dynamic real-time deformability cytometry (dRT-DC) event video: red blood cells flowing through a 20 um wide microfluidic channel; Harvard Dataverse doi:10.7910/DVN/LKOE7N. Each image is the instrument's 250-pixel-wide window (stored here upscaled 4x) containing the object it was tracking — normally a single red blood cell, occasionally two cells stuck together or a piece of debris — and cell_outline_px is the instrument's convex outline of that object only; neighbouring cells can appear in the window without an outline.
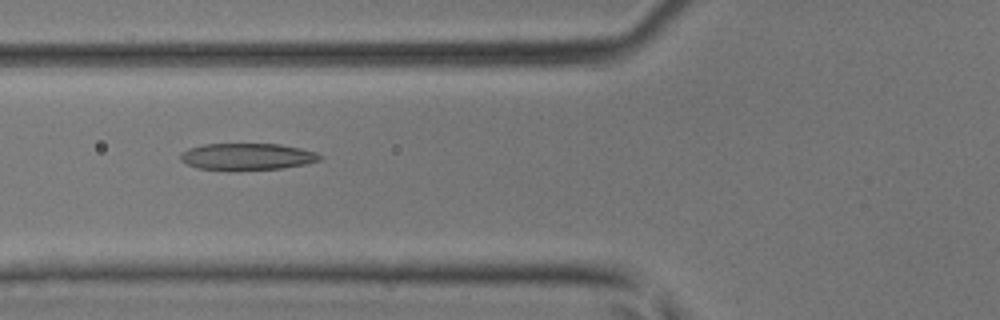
{"species": "common noctule bat (a hibernating species)", "species_latin": "Nyctalus noctula", "temperature_condition": "room temperature", "stored_images_in_passage": 35, "camera_frame_rate_fps": 3000, "um_per_image_px": 0.085, "animal": {"sex": "male", "body_mass_g": 17.9, "forearm_length_mm": 54.2}, "frame": {"image": 1, "passage_image": 9, "time_ms": 2.667, "image_size_px": [1000, 320], "cell_outline_px": [[324, 156], [320, 160], [304, 164], [280, 168], [228, 172], [196, 168], [180, 160], [180, 152], [188, 148], [204, 144], [280, 144], [300, 148], [316, 152]], "centroid_in_image_um": [20.96, 13.33], "position_along_channel_um": 104.8, "area_um2": 22.25}}
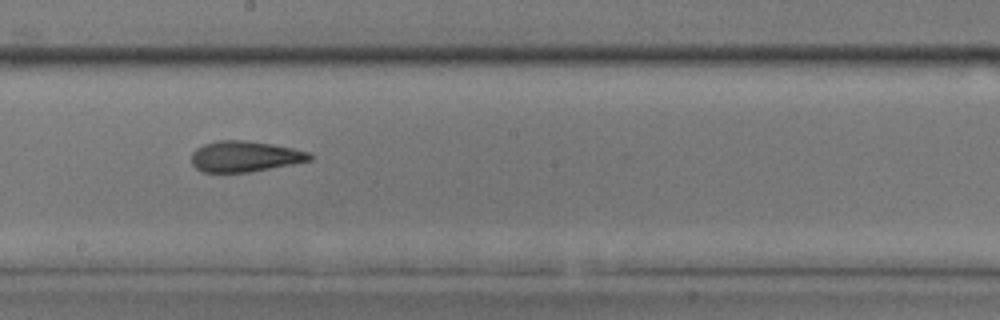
{"frame": {"image": 2, "passage_image": 17, "time_ms": 5.333, "image_size_px": [1000, 320], "cell_outline_px": [[312, 160], [252, 172], [204, 172], [196, 168], [192, 164], [192, 152], [196, 148], [204, 144], [216, 140], [244, 140], [272, 144], [292, 148], [308, 152], [312, 156]], "centroid_in_image_um": [20.79, 13.29], "position_along_channel_um": 227.4, "area_um2": 21.21}}
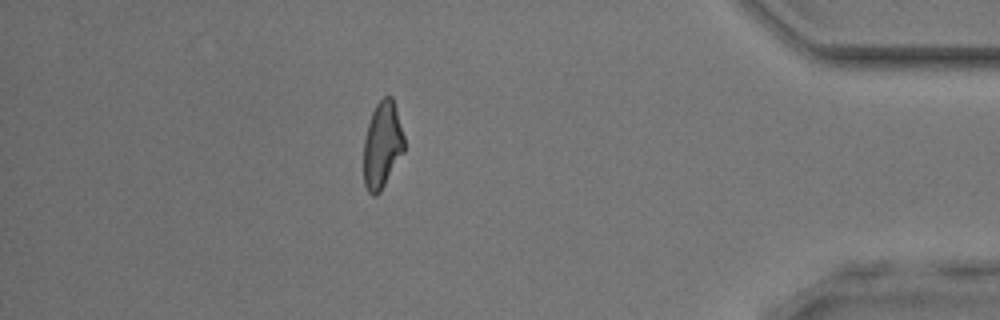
{"frame": {"image": 3, "passage_image": 31, "time_ms": 10.0, "image_size_px": [1000, 320], "cell_outline_px": [[404, 152], [380, 192], [376, 196], [372, 196], [368, 192], [364, 184], [364, 140], [368, 124], [372, 112], [376, 104], [384, 96], [392, 96], [404, 136]], "centroid_in_image_um": [32.49, 12.35], "position_along_channel_um": 402.7, "area_um2": 20.4}}